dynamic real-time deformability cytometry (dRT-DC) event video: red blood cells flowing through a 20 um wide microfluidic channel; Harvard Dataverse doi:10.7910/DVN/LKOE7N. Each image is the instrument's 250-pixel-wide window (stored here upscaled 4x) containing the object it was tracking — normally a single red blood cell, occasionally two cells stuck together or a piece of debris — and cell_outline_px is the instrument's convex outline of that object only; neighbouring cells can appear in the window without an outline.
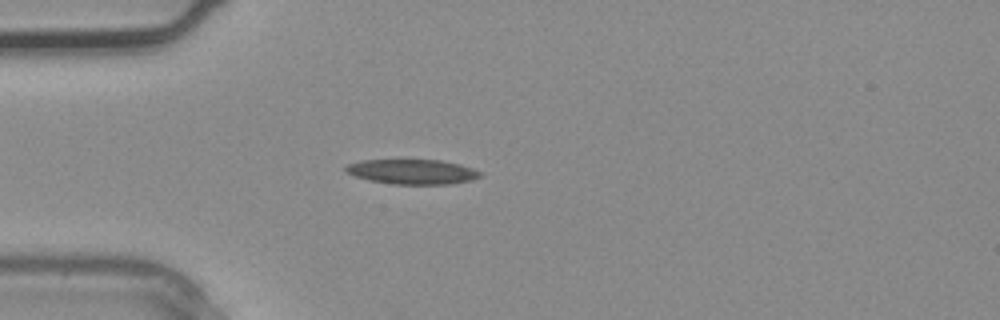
{"species": "common noctule bat (a hibernating species)", "species_latin": "Nyctalus noctula", "temperature_condition": "warm", "stored_images_in_passage": 1, "camera_frame_rate_fps": 3000, "um_per_image_px": 0.085, "animal": {"sex": "male", "body_mass_g": 20.4}, "frame": {"image": 1, "passage_image": 1, "time_ms": 0.0, "image_size_px": [1000, 320], "cell_outline_px": [[484, 172], [480, 176], [472, 180], [452, 184], [392, 184], [368, 180], [356, 176], [348, 172], [344, 168], [348, 164], [360, 160], [440, 160], [460, 164]], "centroid_in_image_um": [35.08, 14.6], "position_along_channel_um": 49.9, "area_um2": 19.48}}